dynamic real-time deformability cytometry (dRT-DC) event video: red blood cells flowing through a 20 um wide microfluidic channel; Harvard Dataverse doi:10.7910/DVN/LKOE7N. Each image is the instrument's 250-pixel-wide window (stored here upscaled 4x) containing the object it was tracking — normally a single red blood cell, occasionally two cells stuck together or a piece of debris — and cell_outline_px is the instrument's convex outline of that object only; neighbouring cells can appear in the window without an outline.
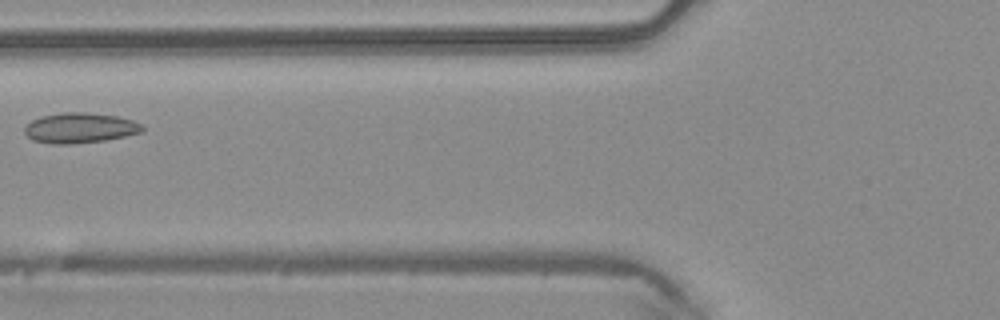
{"species": "common noctule bat (a hibernating species)", "species_latin": "Nyctalus noctula", "temperature_condition": "warm", "stored_images_in_passage": 7, "camera_frame_rate_fps": 3000, "um_per_image_px": 0.085, "animal": {"sex": "male", "body_mass_g": 20.4}, "frame": {"image": 1, "passage_image": 7, "time_ms": 2.0, "image_size_px": [1000, 320], "cell_outline_px": [[144, 132], [104, 140], [72, 144], [48, 144], [32, 140], [24, 132], [24, 128], [32, 120], [40, 116], [64, 112], [84, 112], [116, 116], [132, 120], [140, 124], [144, 128]], "centroid_in_image_um": [6.77, 10.88], "position_along_channel_um": 119.0, "area_um2": 20.75}}